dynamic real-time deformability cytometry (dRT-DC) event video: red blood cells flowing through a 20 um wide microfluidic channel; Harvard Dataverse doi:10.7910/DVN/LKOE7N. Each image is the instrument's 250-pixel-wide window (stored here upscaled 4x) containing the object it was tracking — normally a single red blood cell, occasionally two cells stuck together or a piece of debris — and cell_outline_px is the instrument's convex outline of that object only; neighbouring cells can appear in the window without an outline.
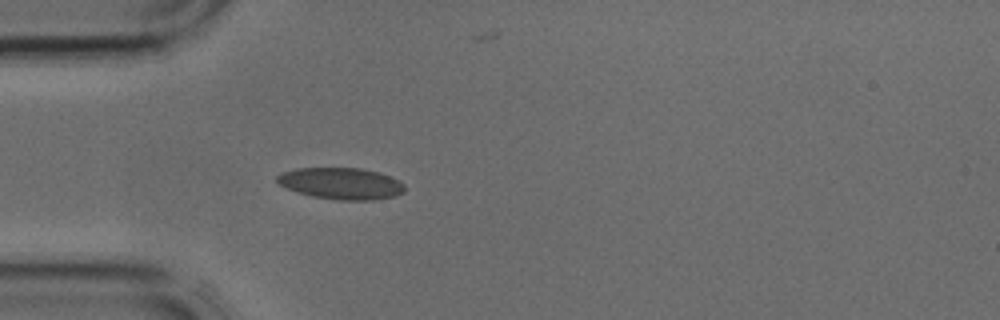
{"species": "common noctule bat (a hibernating species)", "species_latin": "Nyctalus noctula", "temperature_condition": "cold", "stored_images_in_passage": 2, "camera_frame_rate_fps": 3000, "um_per_image_px": 0.085, "animal": {"sex": "male", "body_mass_g": 17.9, "forearm_length_mm": 54.2}, "frame": {"image": 1, "passage_image": 2, "time_ms": 0.333, "image_size_px": [1000, 320], "cell_outline_px": [[404, 192], [396, 196], [372, 200], [340, 200], [312, 196], [288, 188], [280, 184], [276, 180], [276, 176], [280, 172], [296, 168], [364, 168], [380, 172], [404, 184]], "centroid_in_image_um": [29.0, 15.58], "position_along_channel_um": 56.0, "area_um2": 23.41}}